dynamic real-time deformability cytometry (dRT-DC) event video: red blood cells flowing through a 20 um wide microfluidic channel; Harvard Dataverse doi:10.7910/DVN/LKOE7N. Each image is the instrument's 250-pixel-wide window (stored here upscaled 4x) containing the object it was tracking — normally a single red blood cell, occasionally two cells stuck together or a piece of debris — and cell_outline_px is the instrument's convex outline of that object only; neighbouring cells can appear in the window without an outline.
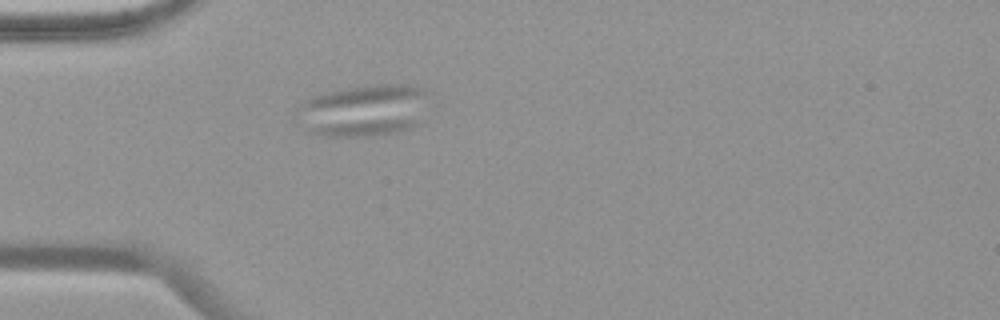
{"species": "common noctule bat (a hibernating species)", "species_latin": "Nyctalus noctula", "temperature_condition": "warm", "stored_images_in_passage": 40, "camera_frame_rate_fps": 3000, "um_per_image_px": 0.085, "animal": {"sex": "female", "body_mass_g": 19.9}, "frame": {"image": 1, "passage_image": 1, "time_ms": 0.0, "image_size_px": [1000, 320], "cell_outline_px": [[432, 96], [420, 124], [412, 128], [396, 132], [372, 136], [328, 136], [308, 132], [296, 124], [300, 104], [304, 100], [312, 96], [324, 92], [348, 88], [376, 84], [412, 84], [424, 88], [432, 92]], "centroid_in_image_um": [30.99, 9.38], "position_along_channel_um": 54.0, "area_um2": 41.21}}
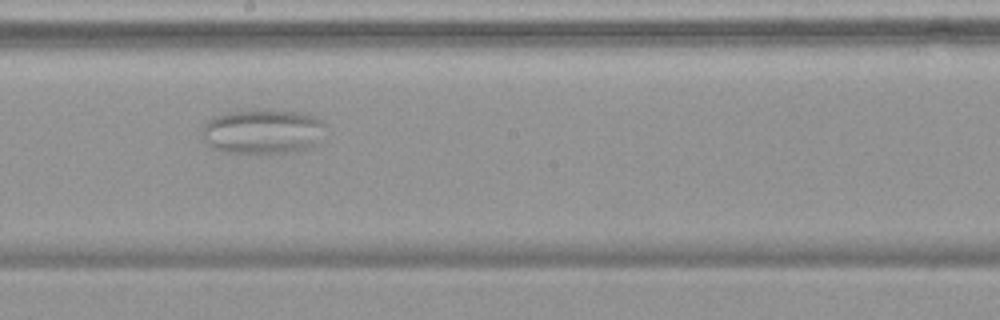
{"frame": {"image": 2, "passage_image": 16, "time_ms": 5.0, "image_size_px": [1000, 320], "cell_outline_px": [[328, 124], [316, 144], [308, 148], [292, 152], [228, 152], [212, 148], [204, 140], [200, 132], [204, 124], [208, 120], [216, 116], [228, 112], [268, 108], [272, 108], [300, 112], [316, 116], [324, 120]], "centroid_in_image_um": [22.37, 11.13], "position_along_channel_um": 225.8, "area_um2": 32.66}}
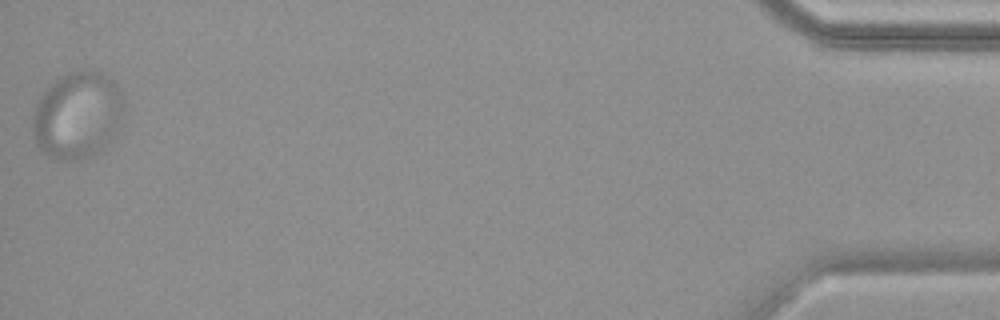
{"frame": {"image": 3, "passage_image": 40, "time_ms": 13.0, "image_size_px": [1000, 320], "cell_outline_px": [[124, 108], [108, 140], [96, 152], [88, 156], [72, 160], [56, 160], [48, 156], [36, 144], [32, 128], [32, 116], [36, 104], [40, 96], [48, 84], [68, 72], [80, 68], [96, 68], [104, 72], [124, 92]], "centroid_in_image_um": [6.54, 9.69], "position_along_channel_um": 428.7, "area_um2": 46.36}}